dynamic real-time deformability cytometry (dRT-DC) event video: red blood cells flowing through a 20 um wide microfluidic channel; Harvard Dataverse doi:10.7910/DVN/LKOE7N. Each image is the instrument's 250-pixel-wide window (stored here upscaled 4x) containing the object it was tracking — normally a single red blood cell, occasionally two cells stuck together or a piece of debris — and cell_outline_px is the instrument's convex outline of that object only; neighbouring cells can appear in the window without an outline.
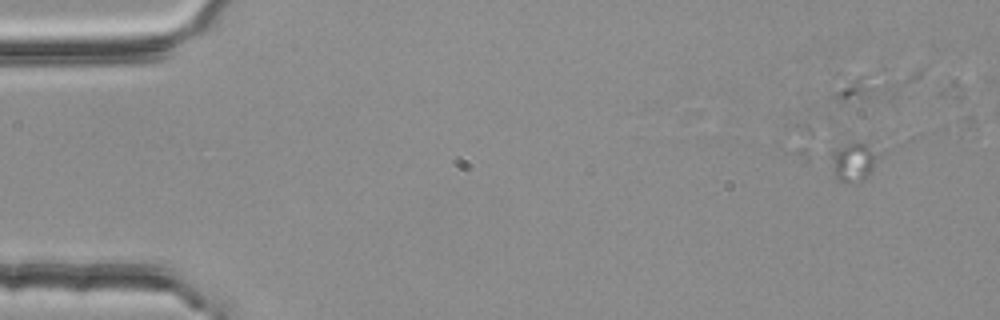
{"species": "common noctule bat (a hibernating species)", "species_latin": "Nyctalus noctula", "temperature_condition": "room temperature", "stored_images_in_passage": 37, "camera_frame_rate_fps": 3000, "um_per_image_px": 0.085, "animal": {"sex": "female", "body_mass_g": 25.1}, "frame": {"image": 1, "passage_image": 1, "time_ms": 0.0, "image_size_px": [1000, 320], "cell_outline_px": [[904, 140], [864, 180], [840, 180], [836, 176], [832, 156], [832, 148], [844, 132]], "centroid_in_image_um": [73.15, 13.16], "position_along_channel_um": 11.9, "area_um2": 16.3}}
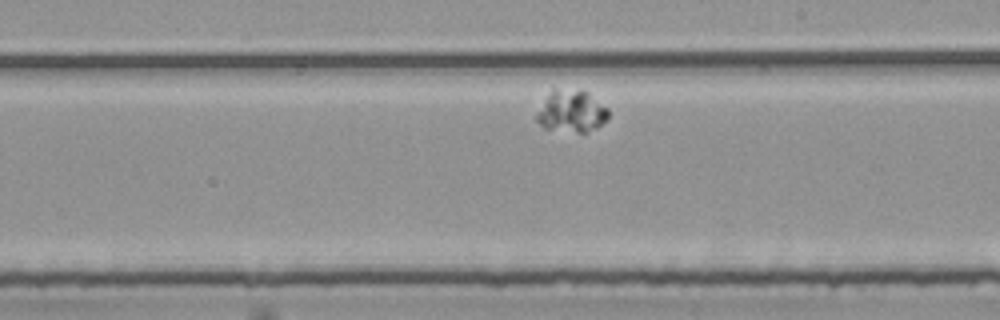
{"frame": {"image": 2, "passage_image": 22, "time_ms": 7.0, "image_size_px": [1000, 320], "cell_outline_px": [[608, 120], [596, 128], [588, 132], [576, 132], [544, 128], [536, 120], [536, 116], [552, 88], [588, 92], [608, 108]], "centroid_in_image_um": [48.61, 9.47], "position_along_channel_um": 240.4, "area_um2": 17.28}}
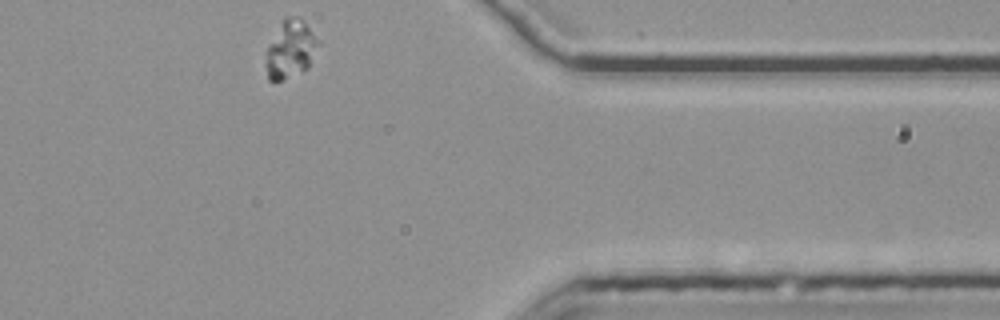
{"frame": {"image": 3, "passage_image": 37, "time_ms": 12.0, "image_size_px": [1000, 320], "cell_outline_px": [[320, 44], [308, 68], [304, 72], [280, 80], [268, 80], [264, 64], [264, 52], [284, 16], [296, 16], [304, 20], [320, 40]], "centroid_in_image_um": [24.68, 4.17], "position_along_channel_um": 386.7, "area_um2": 18.26}}